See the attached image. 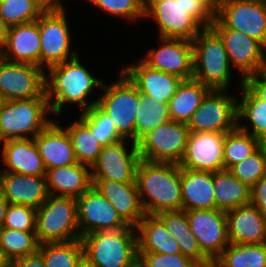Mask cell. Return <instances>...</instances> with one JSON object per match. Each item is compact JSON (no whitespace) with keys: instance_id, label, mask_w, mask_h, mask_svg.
I'll return each instance as SVG.
<instances>
[{"instance_id":"obj_1","label":"cell","mask_w":266,"mask_h":267,"mask_svg":"<svg viewBox=\"0 0 266 267\" xmlns=\"http://www.w3.org/2000/svg\"><path fill=\"white\" fill-rule=\"evenodd\" d=\"M144 18L158 25L160 38L192 41L215 20V13L202 0H145Z\"/></svg>"},{"instance_id":"obj_2","label":"cell","mask_w":266,"mask_h":267,"mask_svg":"<svg viewBox=\"0 0 266 267\" xmlns=\"http://www.w3.org/2000/svg\"><path fill=\"white\" fill-rule=\"evenodd\" d=\"M136 184L145 214L182 209L180 165L141 159Z\"/></svg>"},{"instance_id":"obj_3","label":"cell","mask_w":266,"mask_h":267,"mask_svg":"<svg viewBox=\"0 0 266 267\" xmlns=\"http://www.w3.org/2000/svg\"><path fill=\"white\" fill-rule=\"evenodd\" d=\"M48 71L46 94L52 114H60L65 103H78V106L83 108L82 112L89 110L97 103L96 99L89 103L86 98L91 94L93 88L101 89L104 82L92 76L81 64L79 55L51 66Z\"/></svg>"},{"instance_id":"obj_4","label":"cell","mask_w":266,"mask_h":267,"mask_svg":"<svg viewBox=\"0 0 266 267\" xmlns=\"http://www.w3.org/2000/svg\"><path fill=\"white\" fill-rule=\"evenodd\" d=\"M83 254L96 267H137L136 227L99 231L81 237Z\"/></svg>"},{"instance_id":"obj_5","label":"cell","mask_w":266,"mask_h":267,"mask_svg":"<svg viewBox=\"0 0 266 267\" xmlns=\"http://www.w3.org/2000/svg\"><path fill=\"white\" fill-rule=\"evenodd\" d=\"M192 45L193 78L210 89L228 90L231 64L219 35L211 27L204 28Z\"/></svg>"},{"instance_id":"obj_6","label":"cell","mask_w":266,"mask_h":267,"mask_svg":"<svg viewBox=\"0 0 266 267\" xmlns=\"http://www.w3.org/2000/svg\"><path fill=\"white\" fill-rule=\"evenodd\" d=\"M50 111L47 98L2 101L0 143L11 139L34 138L53 121L46 118Z\"/></svg>"},{"instance_id":"obj_7","label":"cell","mask_w":266,"mask_h":267,"mask_svg":"<svg viewBox=\"0 0 266 267\" xmlns=\"http://www.w3.org/2000/svg\"><path fill=\"white\" fill-rule=\"evenodd\" d=\"M36 236L39 244L81 239L78 228L77 200L49 195L36 209Z\"/></svg>"},{"instance_id":"obj_8","label":"cell","mask_w":266,"mask_h":267,"mask_svg":"<svg viewBox=\"0 0 266 267\" xmlns=\"http://www.w3.org/2000/svg\"><path fill=\"white\" fill-rule=\"evenodd\" d=\"M119 80L107 85L97 99L96 105L114 122L117 132L124 138L135 142V117L139 104V90L121 72Z\"/></svg>"},{"instance_id":"obj_9","label":"cell","mask_w":266,"mask_h":267,"mask_svg":"<svg viewBox=\"0 0 266 267\" xmlns=\"http://www.w3.org/2000/svg\"><path fill=\"white\" fill-rule=\"evenodd\" d=\"M189 133L187 123L170 120L161 124L137 142L141 159L179 165Z\"/></svg>"},{"instance_id":"obj_10","label":"cell","mask_w":266,"mask_h":267,"mask_svg":"<svg viewBox=\"0 0 266 267\" xmlns=\"http://www.w3.org/2000/svg\"><path fill=\"white\" fill-rule=\"evenodd\" d=\"M211 89L187 123L190 133H227L238 126L237 98Z\"/></svg>"},{"instance_id":"obj_11","label":"cell","mask_w":266,"mask_h":267,"mask_svg":"<svg viewBox=\"0 0 266 267\" xmlns=\"http://www.w3.org/2000/svg\"><path fill=\"white\" fill-rule=\"evenodd\" d=\"M0 98L2 101L47 98L45 69L0 57Z\"/></svg>"},{"instance_id":"obj_12","label":"cell","mask_w":266,"mask_h":267,"mask_svg":"<svg viewBox=\"0 0 266 267\" xmlns=\"http://www.w3.org/2000/svg\"><path fill=\"white\" fill-rule=\"evenodd\" d=\"M211 28L222 39L230 64L241 72L242 81L266 69V48L260 42L242 32L225 28L216 18Z\"/></svg>"},{"instance_id":"obj_13","label":"cell","mask_w":266,"mask_h":267,"mask_svg":"<svg viewBox=\"0 0 266 267\" xmlns=\"http://www.w3.org/2000/svg\"><path fill=\"white\" fill-rule=\"evenodd\" d=\"M64 10L44 11L38 18L43 69L78 55L76 51L70 52L71 34Z\"/></svg>"},{"instance_id":"obj_14","label":"cell","mask_w":266,"mask_h":267,"mask_svg":"<svg viewBox=\"0 0 266 267\" xmlns=\"http://www.w3.org/2000/svg\"><path fill=\"white\" fill-rule=\"evenodd\" d=\"M76 200L80 237L92 232L114 231L129 226L94 185Z\"/></svg>"},{"instance_id":"obj_15","label":"cell","mask_w":266,"mask_h":267,"mask_svg":"<svg viewBox=\"0 0 266 267\" xmlns=\"http://www.w3.org/2000/svg\"><path fill=\"white\" fill-rule=\"evenodd\" d=\"M215 18L225 28L242 32L266 48V0H230Z\"/></svg>"},{"instance_id":"obj_16","label":"cell","mask_w":266,"mask_h":267,"mask_svg":"<svg viewBox=\"0 0 266 267\" xmlns=\"http://www.w3.org/2000/svg\"><path fill=\"white\" fill-rule=\"evenodd\" d=\"M202 253L213 263L229 245L226 212L219 209L186 211Z\"/></svg>"},{"instance_id":"obj_17","label":"cell","mask_w":266,"mask_h":267,"mask_svg":"<svg viewBox=\"0 0 266 267\" xmlns=\"http://www.w3.org/2000/svg\"><path fill=\"white\" fill-rule=\"evenodd\" d=\"M126 139L102 147L97 161L91 167L92 179L136 182V171L141 156L137 142L132 141L130 151Z\"/></svg>"},{"instance_id":"obj_18","label":"cell","mask_w":266,"mask_h":267,"mask_svg":"<svg viewBox=\"0 0 266 267\" xmlns=\"http://www.w3.org/2000/svg\"><path fill=\"white\" fill-rule=\"evenodd\" d=\"M160 47L149 49L142 61L151 68L183 80L193 78V45L187 39L160 38Z\"/></svg>"},{"instance_id":"obj_19","label":"cell","mask_w":266,"mask_h":267,"mask_svg":"<svg viewBox=\"0 0 266 267\" xmlns=\"http://www.w3.org/2000/svg\"><path fill=\"white\" fill-rule=\"evenodd\" d=\"M224 140L225 133H189L180 167L194 171L224 170Z\"/></svg>"},{"instance_id":"obj_20","label":"cell","mask_w":266,"mask_h":267,"mask_svg":"<svg viewBox=\"0 0 266 267\" xmlns=\"http://www.w3.org/2000/svg\"><path fill=\"white\" fill-rule=\"evenodd\" d=\"M0 57L10 62L29 63L41 67V37L38 19L9 27Z\"/></svg>"},{"instance_id":"obj_21","label":"cell","mask_w":266,"mask_h":267,"mask_svg":"<svg viewBox=\"0 0 266 267\" xmlns=\"http://www.w3.org/2000/svg\"><path fill=\"white\" fill-rule=\"evenodd\" d=\"M134 65L122 66V72L139 92L168 104L183 79L146 65L141 59Z\"/></svg>"},{"instance_id":"obj_22","label":"cell","mask_w":266,"mask_h":267,"mask_svg":"<svg viewBox=\"0 0 266 267\" xmlns=\"http://www.w3.org/2000/svg\"><path fill=\"white\" fill-rule=\"evenodd\" d=\"M229 244L266 243V218L250 204L226 211Z\"/></svg>"},{"instance_id":"obj_23","label":"cell","mask_w":266,"mask_h":267,"mask_svg":"<svg viewBox=\"0 0 266 267\" xmlns=\"http://www.w3.org/2000/svg\"><path fill=\"white\" fill-rule=\"evenodd\" d=\"M0 188L9 204L38 209L48 198L46 176L0 172Z\"/></svg>"},{"instance_id":"obj_24","label":"cell","mask_w":266,"mask_h":267,"mask_svg":"<svg viewBox=\"0 0 266 267\" xmlns=\"http://www.w3.org/2000/svg\"><path fill=\"white\" fill-rule=\"evenodd\" d=\"M92 183L128 225L136 227L145 216L136 182L92 179Z\"/></svg>"},{"instance_id":"obj_25","label":"cell","mask_w":266,"mask_h":267,"mask_svg":"<svg viewBox=\"0 0 266 267\" xmlns=\"http://www.w3.org/2000/svg\"><path fill=\"white\" fill-rule=\"evenodd\" d=\"M2 162L7 169L0 172L46 176V168L34 138L6 140L2 143Z\"/></svg>"},{"instance_id":"obj_26","label":"cell","mask_w":266,"mask_h":267,"mask_svg":"<svg viewBox=\"0 0 266 267\" xmlns=\"http://www.w3.org/2000/svg\"><path fill=\"white\" fill-rule=\"evenodd\" d=\"M46 170L77 163L71 138L67 130L52 121L34 137Z\"/></svg>"},{"instance_id":"obj_27","label":"cell","mask_w":266,"mask_h":267,"mask_svg":"<svg viewBox=\"0 0 266 267\" xmlns=\"http://www.w3.org/2000/svg\"><path fill=\"white\" fill-rule=\"evenodd\" d=\"M91 167L79 162L46 170L49 195L77 199L92 185Z\"/></svg>"},{"instance_id":"obj_28","label":"cell","mask_w":266,"mask_h":267,"mask_svg":"<svg viewBox=\"0 0 266 267\" xmlns=\"http://www.w3.org/2000/svg\"><path fill=\"white\" fill-rule=\"evenodd\" d=\"M182 209H216L213 172L180 167Z\"/></svg>"},{"instance_id":"obj_29","label":"cell","mask_w":266,"mask_h":267,"mask_svg":"<svg viewBox=\"0 0 266 267\" xmlns=\"http://www.w3.org/2000/svg\"><path fill=\"white\" fill-rule=\"evenodd\" d=\"M167 231L178 242L181 253L194 261L199 267H212L213 263L202 253L186 216V211L172 210L157 214Z\"/></svg>"},{"instance_id":"obj_30","label":"cell","mask_w":266,"mask_h":267,"mask_svg":"<svg viewBox=\"0 0 266 267\" xmlns=\"http://www.w3.org/2000/svg\"><path fill=\"white\" fill-rule=\"evenodd\" d=\"M138 252L181 253L178 242L157 215L145 214L136 226Z\"/></svg>"},{"instance_id":"obj_31","label":"cell","mask_w":266,"mask_h":267,"mask_svg":"<svg viewBox=\"0 0 266 267\" xmlns=\"http://www.w3.org/2000/svg\"><path fill=\"white\" fill-rule=\"evenodd\" d=\"M210 90L208 86L194 78L182 80L176 94L168 102L171 120L188 123Z\"/></svg>"},{"instance_id":"obj_32","label":"cell","mask_w":266,"mask_h":267,"mask_svg":"<svg viewBox=\"0 0 266 267\" xmlns=\"http://www.w3.org/2000/svg\"><path fill=\"white\" fill-rule=\"evenodd\" d=\"M213 187L216 209L226 212L250 204L251 188L226 169L213 172Z\"/></svg>"},{"instance_id":"obj_33","label":"cell","mask_w":266,"mask_h":267,"mask_svg":"<svg viewBox=\"0 0 266 267\" xmlns=\"http://www.w3.org/2000/svg\"><path fill=\"white\" fill-rule=\"evenodd\" d=\"M241 102L237 103L238 127L266 143V103L259 99L245 84L240 81ZM243 118L249 120L252 132L241 124ZM241 124V125H240Z\"/></svg>"},{"instance_id":"obj_34","label":"cell","mask_w":266,"mask_h":267,"mask_svg":"<svg viewBox=\"0 0 266 267\" xmlns=\"http://www.w3.org/2000/svg\"><path fill=\"white\" fill-rule=\"evenodd\" d=\"M39 245L35 231L0 228V255L5 263L37 253Z\"/></svg>"},{"instance_id":"obj_35","label":"cell","mask_w":266,"mask_h":267,"mask_svg":"<svg viewBox=\"0 0 266 267\" xmlns=\"http://www.w3.org/2000/svg\"><path fill=\"white\" fill-rule=\"evenodd\" d=\"M212 267H266V243L229 244Z\"/></svg>"},{"instance_id":"obj_36","label":"cell","mask_w":266,"mask_h":267,"mask_svg":"<svg viewBox=\"0 0 266 267\" xmlns=\"http://www.w3.org/2000/svg\"><path fill=\"white\" fill-rule=\"evenodd\" d=\"M168 104L139 92V104L135 117V142L149 131L170 121Z\"/></svg>"},{"instance_id":"obj_37","label":"cell","mask_w":266,"mask_h":267,"mask_svg":"<svg viewBox=\"0 0 266 267\" xmlns=\"http://www.w3.org/2000/svg\"><path fill=\"white\" fill-rule=\"evenodd\" d=\"M263 143L252 134L241 130L238 126L225 133L223 144L224 169L228 170L231 166L241 162Z\"/></svg>"},{"instance_id":"obj_38","label":"cell","mask_w":266,"mask_h":267,"mask_svg":"<svg viewBox=\"0 0 266 267\" xmlns=\"http://www.w3.org/2000/svg\"><path fill=\"white\" fill-rule=\"evenodd\" d=\"M64 128L71 138L77 161L92 167L103 145L94 138L91 130L80 119Z\"/></svg>"},{"instance_id":"obj_39","label":"cell","mask_w":266,"mask_h":267,"mask_svg":"<svg viewBox=\"0 0 266 267\" xmlns=\"http://www.w3.org/2000/svg\"><path fill=\"white\" fill-rule=\"evenodd\" d=\"M45 267H75L83 255L80 239L68 242L44 243L39 245Z\"/></svg>"},{"instance_id":"obj_40","label":"cell","mask_w":266,"mask_h":267,"mask_svg":"<svg viewBox=\"0 0 266 267\" xmlns=\"http://www.w3.org/2000/svg\"><path fill=\"white\" fill-rule=\"evenodd\" d=\"M79 119L91 130L95 139L103 146L124 139L115 127L113 120L96 104L82 112Z\"/></svg>"},{"instance_id":"obj_41","label":"cell","mask_w":266,"mask_h":267,"mask_svg":"<svg viewBox=\"0 0 266 267\" xmlns=\"http://www.w3.org/2000/svg\"><path fill=\"white\" fill-rule=\"evenodd\" d=\"M44 11L34 0L0 1V17L9 27L34 22Z\"/></svg>"},{"instance_id":"obj_42","label":"cell","mask_w":266,"mask_h":267,"mask_svg":"<svg viewBox=\"0 0 266 267\" xmlns=\"http://www.w3.org/2000/svg\"><path fill=\"white\" fill-rule=\"evenodd\" d=\"M228 171L251 188L260 178L266 176V143L241 162L231 166Z\"/></svg>"},{"instance_id":"obj_43","label":"cell","mask_w":266,"mask_h":267,"mask_svg":"<svg viewBox=\"0 0 266 267\" xmlns=\"http://www.w3.org/2000/svg\"><path fill=\"white\" fill-rule=\"evenodd\" d=\"M112 16H119L124 20H133L144 17L145 0H88ZM135 19V20H134Z\"/></svg>"},{"instance_id":"obj_44","label":"cell","mask_w":266,"mask_h":267,"mask_svg":"<svg viewBox=\"0 0 266 267\" xmlns=\"http://www.w3.org/2000/svg\"><path fill=\"white\" fill-rule=\"evenodd\" d=\"M3 227L22 231H35L36 209L20 204H9Z\"/></svg>"},{"instance_id":"obj_45","label":"cell","mask_w":266,"mask_h":267,"mask_svg":"<svg viewBox=\"0 0 266 267\" xmlns=\"http://www.w3.org/2000/svg\"><path fill=\"white\" fill-rule=\"evenodd\" d=\"M137 267H199L182 253L160 254L156 252H138Z\"/></svg>"},{"instance_id":"obj_46","label":"cell","mask_w":266,"mask_h":267,"mask_svg":"<svg viewBox=\"0 0 266 267\" xmlns=\"http://www.w3.org/2000/svg\"><path fill=\"white\" fill-rule=\"evenodd\" d=\"M250 203L266 218V176L251 187Z\"/></svg>"},{"instance_id":"obj_47","label":"cell","mask_w":266,"mask_h":267,"mask_svg":"<svg viewBox=\"0 0 266 267\" xmlns=\"http://www.w3.org/2000/svg\"><path fill=\"white\" fill-rule=\"evenodd\" d=\"M244 84L263 102L266 103V69L248 76Z\"/></svg>"},{"instance_id":"obj_48","label":"cell","mask_w":266,"mask_h":267,"mask_svg":"<svg viewBox=\"0 0 266 267\" xmlns=\"http://www.w3.org/2000/svg\"><path fill=\"white\" fill-rule=\"evenodd\" d=\"M11 264L13 267H45L43 257L39 252L16 259Z\"/></svg>"},{"instance_id":"obj_49","label":"cell","mask_w":266,"mask_h":267,"mask_svg":"<svg viewBox=\"0 0 266 267\" xmlns=\"http://www.w3.org/2000/svg\"><path fill=\"white\" fill-rule=\"evenodd\" d=\"M39 4L45 11H54L65 9L63 2L60 0H34Z\"/></svg>"},{"instance_id":"obj_50","label":"cell","mask_w":266,"mask_h":267,"mask_svg":"<svg viewBox=\"0 0 266 267\" xmlns=\"http://www.w3.org/2000/svg\"><path fill=\"white\" fill-rule=\"evenodd\" d=\"M8 205L9 203L7 202V199L4 197L2 189L0 188V228L3 227Z\"/></svg>"},{"instance_id":"obj_51","label":"cell","mask_w":266,"mask_h":267,"mask_svg":"<svg viewBox=\"0 0 266 267\" xmlns=\"http://www.w3.org/2000/svg\"><path fill=\"white\" fill-rule=\"evenodd\" d=\"M216 14L230 0H202Z\"/></svg>"},{"instance_id":"obj_52","label":"cell","mask_w":266,"mask_h":267,"mask_svg":"<svg viewBox=\"0 0 266 267\" xmlns=\"http://www.w3.org/2000/svg\"><path fill=\"white\" fill-rule=\"evenodd\" d=\"M8 32H9V26L0 17V47L4 44Z\"/></svg>"},{"instance_id":"obj_53","label":"cell","mask_w":266,"mask_h":267,"mask_svg":"<svg viewBox=\"0 0 266 267\" xmlns=\"http://www.w3.org/2000/svg\"><path fill=\"white\" fill-rule=\"evenodd\" d=\"M75 267H96L84 254L79 258Z\"/></svg>"},{"instance_id":"obj_54","label":"cell","mask_w":266,"mask_h":267,"mask_svg":"<svg viewBox=\"0 0 266 267\" xmlns=\"http://www.w3.org/2000/svg\"><path fill=\"white\" fill-rule=\"evenodd\" d=\"M5 264L4 260L2 259L1 255H0V267L3 266Z\"/></svg>"},{"instance_id":"obj_55","label":"cell","mask_w":266,"mask_h":267,"mask_svg":"<svg viewBox=\"0 0 266 267\" xmlns=\"http://www.w3.org/2000/svg\"><path fill=\"white\" fill-rule=\"evenodd\" d=\"M1 267H13L11 263H5L3 266Z\"/></svg>"}]
</instances>
